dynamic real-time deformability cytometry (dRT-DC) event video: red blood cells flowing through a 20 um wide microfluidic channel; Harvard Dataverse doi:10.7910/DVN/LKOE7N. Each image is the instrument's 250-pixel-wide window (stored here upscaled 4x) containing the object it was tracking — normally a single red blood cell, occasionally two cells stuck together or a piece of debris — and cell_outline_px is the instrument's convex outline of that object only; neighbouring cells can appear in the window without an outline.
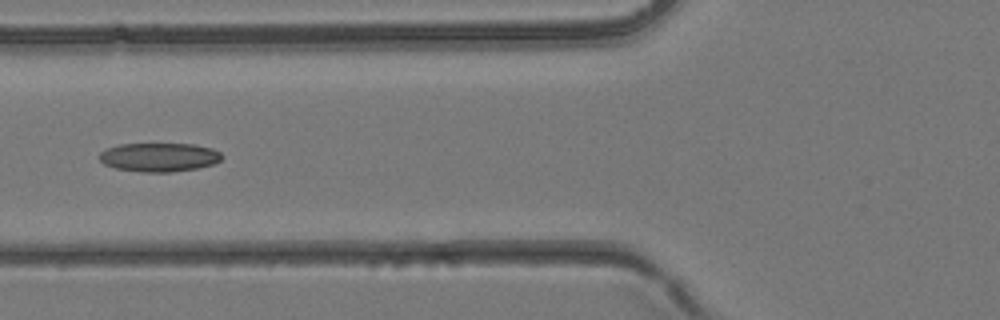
{"species": "common noctule bat (a hibernating species)", "species_latin": "Nyctalus noctula", "temperature_condition": "room temperature", "stored_images_in_passage": 5, "camera_frame_rate_fps": 3000, "um_per_image_px": 0.085, "animal": {"sex": "female", "body_mass_g": 24.6, "forearm_length_mm": 56.2}, "frame": {"image": 1, "passage_image": 5, "time_ms": 1.333, "image_size_px": [1000, 320], "cell_outline_px": [[224, 156], [220, 160], [212, 164], [196, 168], [172, 172], [144, 172], [116, 168], [104, 164], [100, 160], [100, 152], [108, 148], [120, 144], [196, 144], [212, 148], [220, 152]], "centroid_in_image_um": [13.55, 13.36], "position_along_channel_um": 112.2, "area_um2": 20.46}}